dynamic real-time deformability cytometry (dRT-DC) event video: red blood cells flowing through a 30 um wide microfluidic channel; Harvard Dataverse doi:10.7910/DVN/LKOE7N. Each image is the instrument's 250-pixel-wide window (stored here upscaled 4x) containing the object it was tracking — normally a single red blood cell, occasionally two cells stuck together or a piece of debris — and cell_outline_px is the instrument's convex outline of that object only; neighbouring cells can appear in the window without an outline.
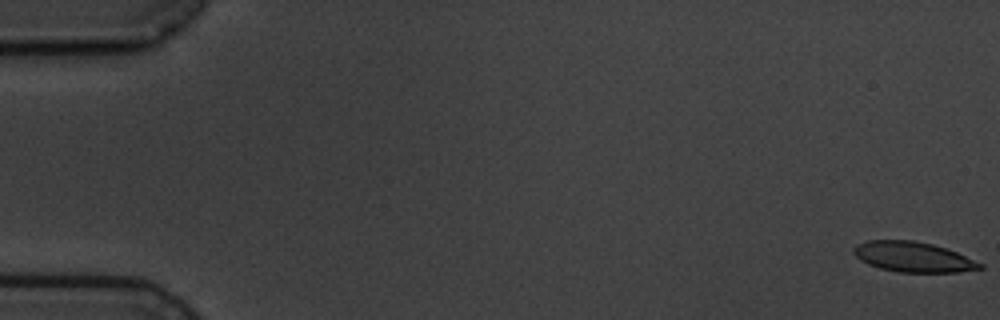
{"species": "common noctule bat (a hibernating species)", "species_latin": "Nyctalus noctula", "temperature_condition": "cold", "stored_images_in_passage": 6, "camera_frame_rate_fps": 3000, "um_per_image_px": 0.085, "animal": {"sex": "male", "body_mass_g": 19.5, "forearm_length_mm": 54.6}, "frame": {"image": 1, "passage_image": 1, "time_ms": 0.0, "image_size_px": [1000, 320], "cell_outline_px": [[984, 268], [956, 272], [900, 272], [880, 268], [868, 264], [860, 260], [852, 252], [852, 248], [856, 244], [868, 240], [912, 240], [932, 244], [956, 252], [984, 264]], "centroid_in_image_um": [77.58, 21.83], "position_along_channel_um": 7.4, "area_um2": 22.14}}
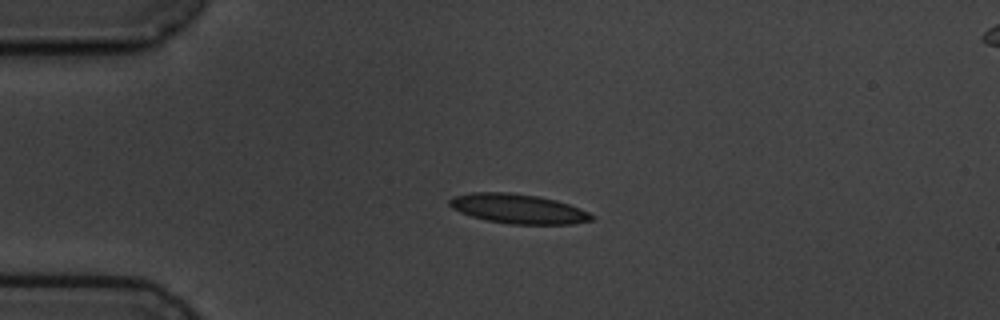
{"frame": {"image": 2, "passage_image": 4, "time_ms": 4.333, "image_size_px": [1000, 320], "cell_outline_px": [[596, 216], [592, 220], [572, 224], [508, 224], [488, 220], [472, 216], [460, 212], [452, 208], [448, 204], [448, 200], [452, 196], [472, 192], [508, 192], [540, 196], [556, 200], [568, 204], [588, 212]], "centroid_in_image_um": [44.02, 17.74], "position_along_channel_um": 41.0, "area_um2": 24.51}}
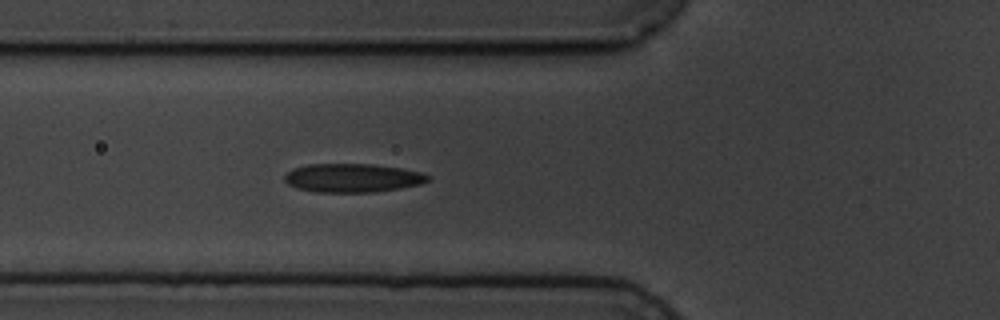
{"frame": {"image": 3, "passage_image": 6, "time_ms": 6.667, "image_size_px": [1000, 320], "cell_outline_px": [[432, 176], [428, 180], [420, 184], [400, 188], [372, 192], [316, 192], [296, 188], [288, 184], [284, 180], [284, 176], [292, 168], [308, 164], [372, 164], [400, 168], [424, 172]], "centroid_in_image_um": [29.96, 15.12], "position_along_channel_um": 95.8, "area_um2": 24.04}}